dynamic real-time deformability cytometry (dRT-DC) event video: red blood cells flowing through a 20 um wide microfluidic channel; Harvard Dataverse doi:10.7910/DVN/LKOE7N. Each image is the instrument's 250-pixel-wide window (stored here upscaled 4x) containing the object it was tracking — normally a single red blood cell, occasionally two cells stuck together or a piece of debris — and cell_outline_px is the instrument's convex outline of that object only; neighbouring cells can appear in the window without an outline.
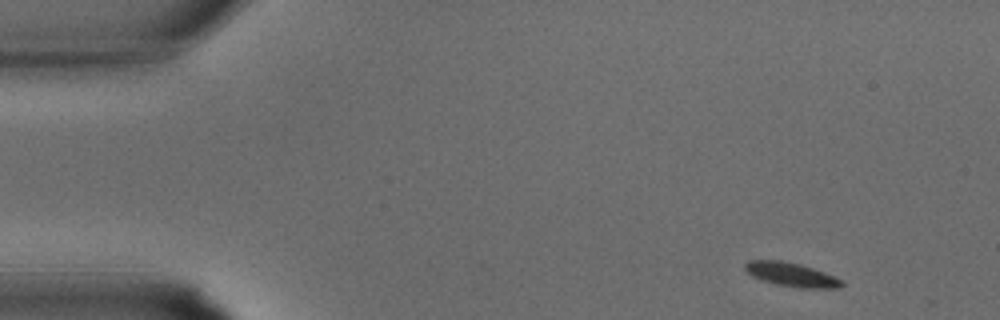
{"species": "common noctule bat (a hibernating species)", "species_latin": "Nyctalus noctula", "temperature_condition": "warm", "stored_images_in_passage": 31, "camera_frame_rate_fps": 3000, "um_per_image_px": 0.085, "animal": {"sex": "male", "body_mass_g": 15.6}, "frame": {"image": 1, "passage_image": 1, "time_ms": 0.0, "image_size_px": [1000, 320], "cell_outline_px": [[844, 284], [840, 288], [800, 288], [776, 284], [752, 276], [744, 268], [744, 264], [748, 260], [780, 260], [800, 264], [824, 272], [844, 280]], "centroid_in_image_um": [67.29, 23.34], "position_along_channel_um": 17.7, "area_um2": 13.47}}
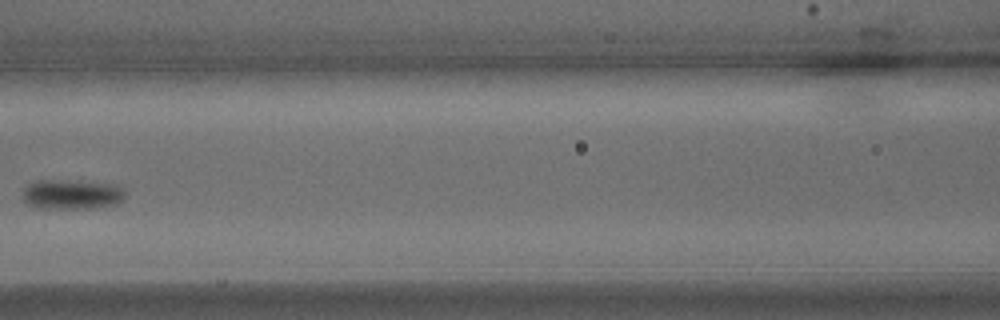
{"frame": {"image": 2, "passage_image": 13, "time_ms": 4.0, "image_size_px": [1000, 320], "cell_outline_px": [[124, 196], [116, 204], [100, 208], [36, 208], [28, 204], [24, 200], [24, 188], [28, 184], [40, 180], [60, 180], [124, 184]], "centroid_in_image_um": [6.16, 16.51], "position_along_channel_um": 160.4, "area_um2": 17.98}}
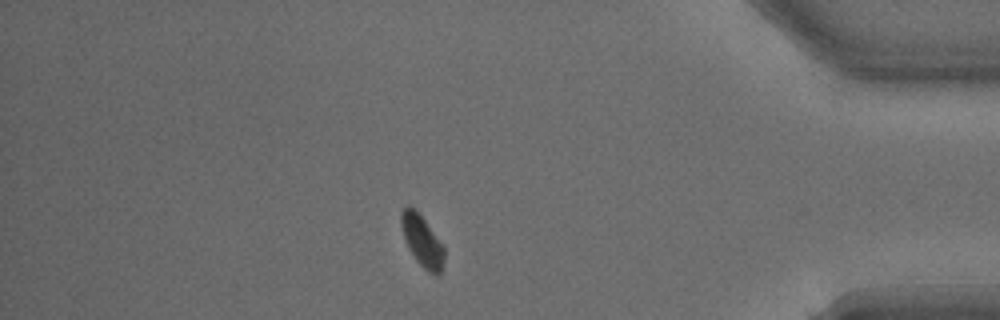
{"frame": {"image": 3, "passage_image": 27, "time_ms": 8.667, "image_size_px": [1000, 320], "cell_outline_px": [[444, 260], [440, 276], [436, 276], [428, 272], [416, 260], [408, 248], [400, 224], [400, 212], [408, 204], [424, 220], [444, 244]], "centroid_in_image_um": [35.9, 20.51], "position_along_channel_um": 399.3, "area_um2": 12.89}}